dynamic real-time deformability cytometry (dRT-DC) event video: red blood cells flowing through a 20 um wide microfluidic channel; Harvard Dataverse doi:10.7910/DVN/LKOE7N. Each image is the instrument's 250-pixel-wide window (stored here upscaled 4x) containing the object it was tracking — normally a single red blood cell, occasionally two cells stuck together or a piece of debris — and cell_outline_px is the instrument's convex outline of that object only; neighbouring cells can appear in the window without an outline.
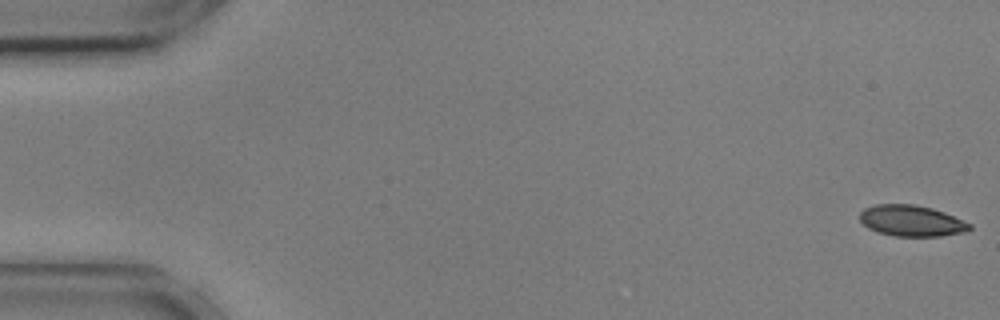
{"species": "common noctule bat (a hibernating species)", "species_latin": "Nyctalus noctula", "temperature_condition": "cold", "stored_images_in_passage": 56, "camera_frame_rate_fps": 3000, "um_per_image_px": 0.085, "animal": {"sex": "male", "body_mass_g": 17.9, "forearm_length_mm": 54.2}, "frame": {"image": 1, "passage_image": 1, "time_ms": 0.0, "image_size_px": [1000, 320], "cell_outline_px": [[972, 228], [964, 232], [940, 236], [896, 236], [876, 232], [868, 228], [860, 220], [860, 212], [864, 208], [876, 204], [916, 204], [932, 208], [944, 212], [972, 224]], "centroid_in_image_um": [77.47, 18.76], "position_along_channel_um": 7.5, "area_um2": 19.94}}
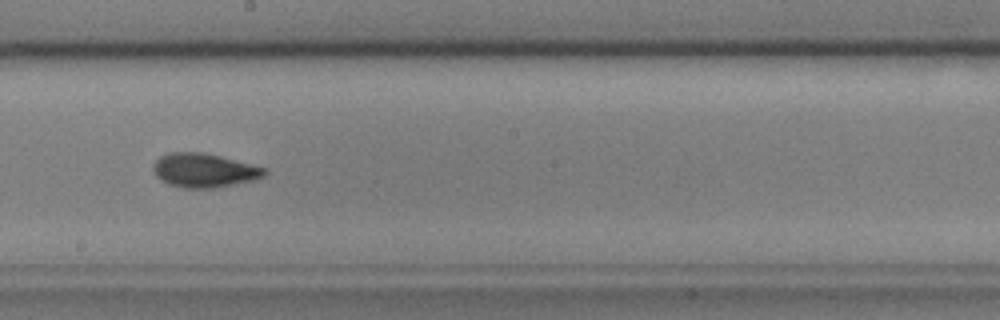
{"frame": {"image": 2, "passage_image": 31, "time_ms": 10.0, "image_size_px": [1000, 320], "cell_outline_px": [[268, 172], [264, 176], [256, 180], [216, 188], [184, 188], [168, 184], [156, 176], [152, 168], [152, 164], [160, 156], [168, 152], [204, 152], [268, 168]], "centroid_in_image_um": [17.37, 14.48], "position_along_channel_um": 230.8, "area_um2": 22.37}}
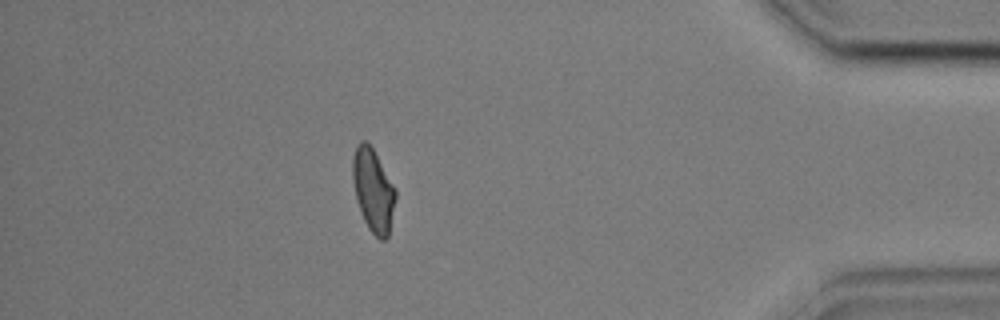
{"frame": {"image": 3, "passage_image": 49, "time_ms": 16.0, "image_size_px": [1000, 320], "cell_outline_px": [[396, 196], [388, 236], [384, 240], [380, 240], [368, 228], [364, 220], [356, 200], [352, 180], [352, 156], [356, 144], [360, 140], [364, 140], [372, 148], [396, 188]], "centroid_in_image_um": [31.7, 16.15], "position_along_channel_um": 403.5, "area_um2": 20.75}, "authors_computed_cell_mechanics": {"area_um2": 21.1548, "velocity_mm_per_s": 3.6037, "shape_relaxation_time_tau1_ms": 6.5671, "shape_relaxation_time_tau2_ms": 1.5754, "deformation_change_tau1": 0.1463, "deformation_change_tau2": 0.0742}}